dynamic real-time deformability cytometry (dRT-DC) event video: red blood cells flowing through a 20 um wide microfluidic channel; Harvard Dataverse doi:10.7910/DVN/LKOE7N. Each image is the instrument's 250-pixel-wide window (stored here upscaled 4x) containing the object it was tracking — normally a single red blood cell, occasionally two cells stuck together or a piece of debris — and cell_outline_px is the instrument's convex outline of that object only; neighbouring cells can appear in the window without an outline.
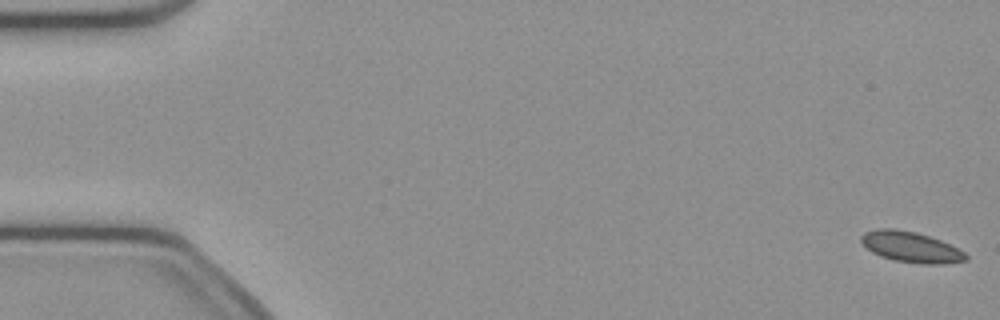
{"species": "common noctule bat (a hibernating species)", "species_latin": "Nyctalus noctula", "temperature_condition": "cold", "stored_images_in_passage": 53, "camera_frame_rate_fps": 3000, "um_per_image_px": 0.085, "animal": {"sex": "female", "body_mass_g": 21.9}, "frame": {"image": 1, "passage_image": 1, "time_ms": 0.0, "image_size_px": [1000, 320], "cell_outline_px": [[968, 260], [944, 264], [920, 264], [892, 260], [880, 256], [872, 252], [860, 240], [860, 236], [864, 232], [876, 228], [896, 228], [916, 232], [940, 240], [964, 252], [968, 256]], "centroid_in_image_um": [77.4, 20.99], "position_along_channel_um": 7.6, "area_um2": 18.79}}
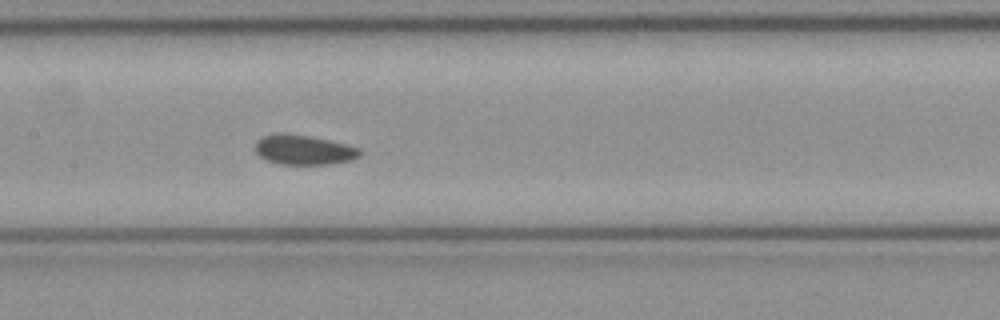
{"frame": {"image": 2, "passage_image": 26, "time_ms": 8.333, "image_size_px": [1000, 320], "cell_outline_px": [[360, 156], [352, 160], [328, 164], [280, 164], [268, 160], [260, 156], [256, 152], [256, 140], [264, 136], [280, 132], [284, 132], [308, 136], [348, 144], [360, 148]], "centroid_in_image_um": [25.83, 12.73], "position_along_channel_um": 181.6, "area_um2": 18.09}}
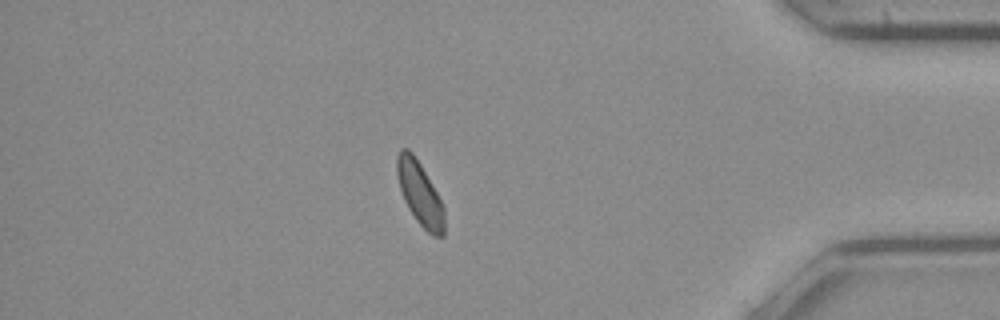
{"frame": {"image": 3, "passage_image": 46, "time_ms": 15.0, "image_size_px": [1000, 320], "cell_outline_px": [[444, 236], [432, 236], [416, 220], [408, 208], [404, 200], [400, 188], [396, 172], [396, 156], [400, 148], [408, 148], [412, 152], [420, 164], [436, 192], [444, 208]], "centroid_in_image_um": [35.66, 16.43], "position_along_channel_um": 399.5, "area_um2": 17.34}}